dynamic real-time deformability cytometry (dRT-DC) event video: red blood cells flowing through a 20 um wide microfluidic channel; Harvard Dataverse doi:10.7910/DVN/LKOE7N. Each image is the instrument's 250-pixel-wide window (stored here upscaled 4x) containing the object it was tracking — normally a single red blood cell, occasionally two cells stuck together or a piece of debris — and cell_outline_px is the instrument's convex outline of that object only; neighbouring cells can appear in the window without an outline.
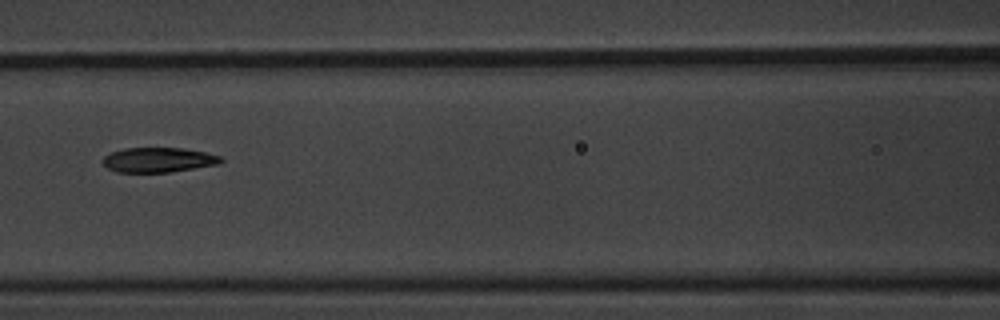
{"species": "common noctule bat (a hibernating species)", "species_latin": "Nyctalus noctula", "temperature_condition": "warm", "stored_images_in_passage": 11, "camera_frame_rate_fps": 3000, "um_per_image_px": 0.085, "animal": {"sex": "male", "body_mass_g": 20.1, "forearm_length_mm": 53.5}, "frame": {"image": 1, "passage_image": 7, "time_ms": 2.0, "image_size_px": [1000, 320], "cell_outline_px": [[224, 160], [220, 164], [172, 172], [116, 172], [108, 168], [104, 164], [104, 156], [112, 152], [124, 148], [184, 148], [204, 152], [220, 156]], "centroid_in_image_um": [13.5, 13.59], "position_along_channel_um": 153.1, "area_um2": 17.05}}
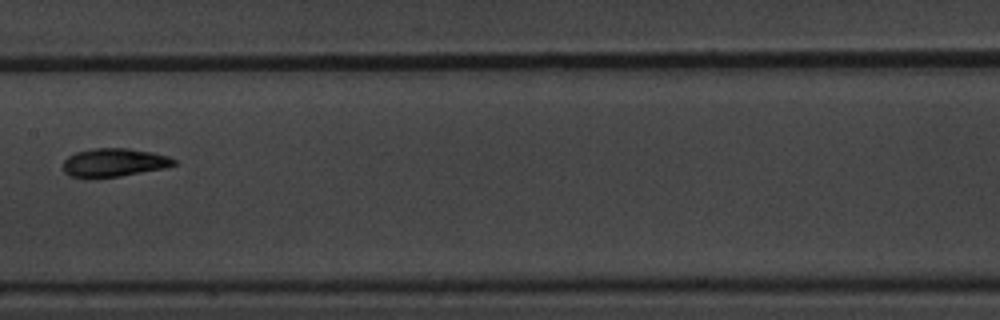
{"frame": {"image": 2, "passage_image": 8, "time_ms": 2.333, "image_size_px": [1000, 320], "cell_outline_px": [[176, 164], [164, 168], [120, 176], [84, 180], [72, 176], [64, 172], [64, 160], [68, 156], [76, 152], [92, 148], [128, 148], [152, 152], [168, 156], [176, 160]], "centroid_in_image_um": [9.65, 13.83], "position_along_channel_um": 197.7, "area_um2": 18.61}}
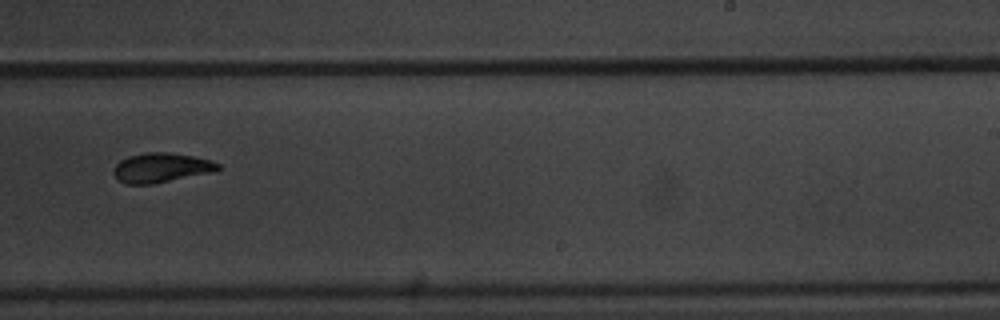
{"frame": {"image": 3, "passage_image": 10, "time_ms": 3.0, "image_size_px": [1000, 320], "cell_outline_px": [[220, 168], [216, 172], [152, 184], [124, 184], [116, 180], [112, 172], [112, 168], [120, 160], [128, 156], [144, 152], [168, 152], [192, 156], [212, 160], [220, 164]], "centroid_in_image_um": [13.68, 14.26], "position_along_channel_um": 275.3, "area_um2": 18.38}}